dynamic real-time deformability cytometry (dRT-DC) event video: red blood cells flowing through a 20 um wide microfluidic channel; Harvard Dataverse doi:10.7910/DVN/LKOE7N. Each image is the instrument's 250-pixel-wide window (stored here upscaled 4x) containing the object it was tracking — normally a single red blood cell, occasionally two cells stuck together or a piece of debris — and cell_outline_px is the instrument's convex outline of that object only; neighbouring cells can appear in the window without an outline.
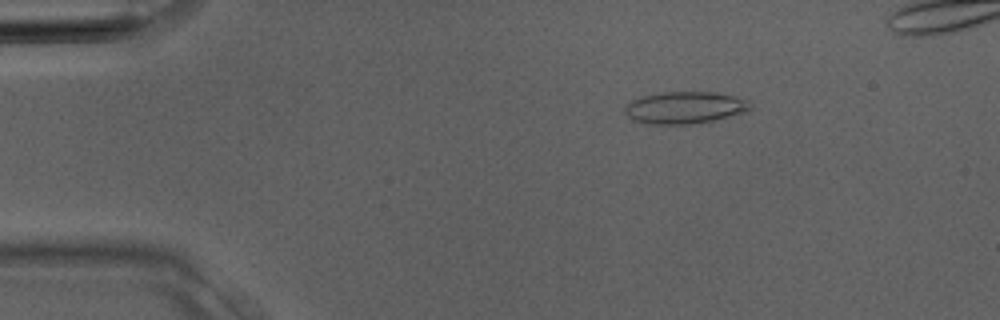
{"species": "Egyptian fruit bat (a non-hibernating species)", "species_latin": "Rousettus aegyptiacus", "temperature_condition": "room temperature", "stored_images_in_passage": 4, "camera_frame_rate_fps": 3000, "um_per_image_px": 0.085, "animal": {"sex": "male"}, "frame": {"image": 1, "passage_image": 2, "time_ms": 0.333, "image_size_px": [1000, 320], "cell_outline_px": [[752, 108], [728, 116], [712, 120], [692, 124], [644, 124], [632, 120], [624, 112], [624, 104], [640, 96], [660, 92], [716, 92], [736, 96], [748, 100]], "centroid_in_image_um": [58.12, 9.14], "position_along_channel_um": 26.9, "area_um2": 23.52}}